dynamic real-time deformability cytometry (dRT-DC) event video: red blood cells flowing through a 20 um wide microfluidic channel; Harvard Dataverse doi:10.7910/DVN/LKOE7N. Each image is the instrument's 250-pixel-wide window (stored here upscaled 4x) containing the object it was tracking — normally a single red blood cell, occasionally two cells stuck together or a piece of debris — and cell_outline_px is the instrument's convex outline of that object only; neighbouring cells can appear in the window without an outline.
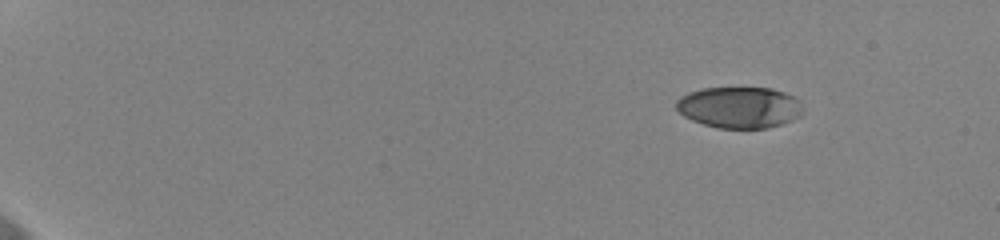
{"species": "human", "species_latin": "Homo sapiens", "temperature_condition": "cold", "stored_images_in_passage": 51, "camera_frame_rate_fps": 3000, "um_per_image_px": 0.085, "donor": {"sex": "female"}, "frame": {"image": 1, "passage_image": 1, "time_ms": 0.0, "image_size_px": [1000, 240], "cell_outline_px": [[800, 112], [796, 116], [780, 124], [768, 128], [720, 128], [704, 124], [692, 120], [684, 116], [676, 108], [676, 100], [680, 96], [688, 92], [704, 88], [772, 88], [784, 92], [800, 100]], "centroid_in_image_um": [62.79, 9.11], "position_along_channel_um": 22.2, "area_um2": 30.11}}
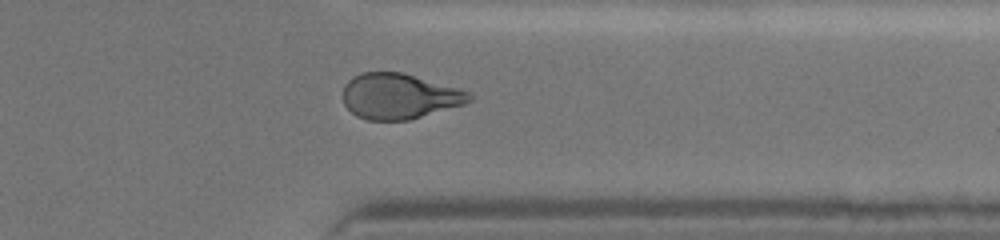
{"frame": {"image": 2, "passage_image": 42, "time_ms": 13.667, "image_size_px": [1000, 240], "cell_outline_px": [[472, 100], [464, 104], [408, 120], [368, 120], [356, 116], [344, 104], [344, 84], [352, 76], [360, 72], [400, 72], [456, 88], [468, 92], [472, 96]], "centroid_in_image_um": [33.89, 8.18], "position_along_channel_um": 377.5, "area_um2": 33.06}}
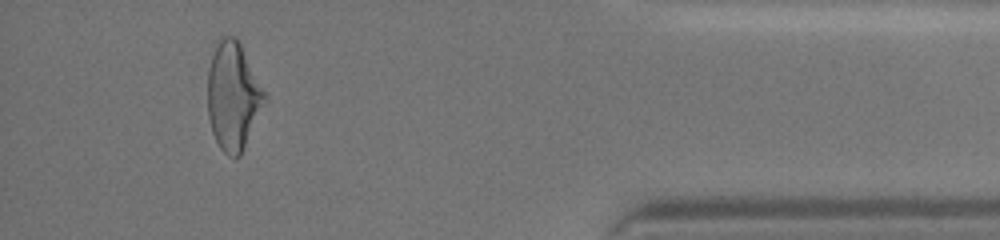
{"frame": {"image": 3, "passage_image": 48, "time_ms": 15.667, "image_size_px": [1000, 240], "cell_outline_px": [[264, 100], [240, 156], [228, 156], [220, 148], [212, 132], [208, 116], [208, 68], [212, 44], [220, 36], [236, 36], [264, 92]], "centroid_in_image_um": [19.73, 8.1], "position_along_channel_um": 415.5, "area_um2": 35.14}, "authors_computed_cell_mechanics": {"area_um2": 33.524, "velocity_mm_per_s": 3.66, "shape_relaxation_time_tau1_ms": 4.0, "shape_relaxation_time_tau2_ms": 4.7335, "deformation_change_tau1": 0.1777, "deformation_change_tau2": 0.0981}}